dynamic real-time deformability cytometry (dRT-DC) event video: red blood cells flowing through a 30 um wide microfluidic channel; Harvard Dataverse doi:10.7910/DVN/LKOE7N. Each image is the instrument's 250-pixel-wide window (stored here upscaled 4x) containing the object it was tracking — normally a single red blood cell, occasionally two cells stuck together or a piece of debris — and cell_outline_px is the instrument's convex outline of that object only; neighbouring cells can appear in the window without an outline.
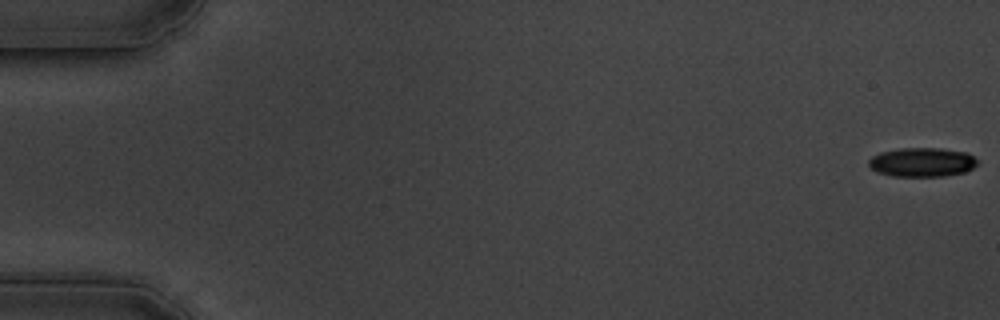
{"species": "common noctule bat (a hibernating species)", "species_latin": "Nyctalus noctula", "temperature_condition": "cold", "stored_images_in_passage": 60, "camera_frame_rate_fps": 3000, "um_per_image_px": 0.085, "animal": {"sex": "male", "body_mass_g": 19.5, "forearm_length_mm": 54.6}, "frame": {"image": 1, "passage_image": 1, "time_ms": 0.0, "image_size_px": [1000, 320], "cell_outline_px": [[976, 164], [972, 168], [964, 172], [944, 176], [892, 176], [876, 172], [868, 164], [868, 160], [872, 156], [880, 152], [900, 148], [940, 148], [968, 152], [976, 160]], "centroid_in_image_um": [78.34, 13.78], "position_along_channel_um": 6.7, "area_um2": 18.44}}
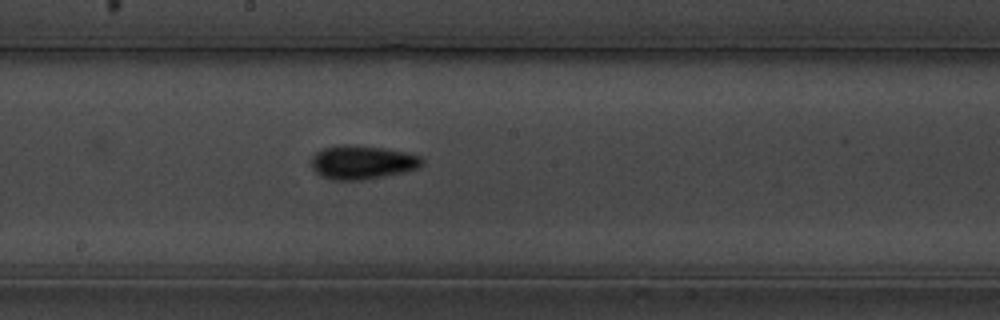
{"frame": {"image": 2, "passage_image": 33, "time_ms": 10.667, "image_size_px": [1000, 320], "cell_outline_px": [[424, 164], [420, 168], [404, 172], [364, 180], [332, 180], [320, 176], [312, 168], [312, 156], [316, 152], [324, 148], [384, 148], [408, 152], [420, 156], [424, 160]], "centroid_in_image_um": [30.86, 13.86], "position_along_channel_um": 217.3, "area_um2": 21.1}}
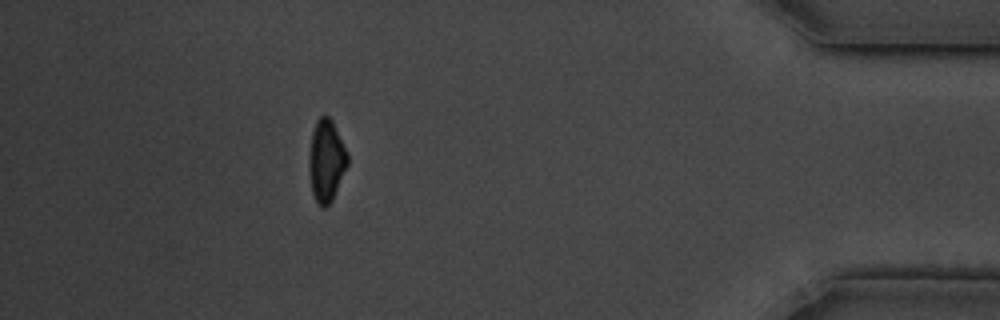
{"frame": {"image": 3, "passage_image": 54, "time_ms": 17.667, "image_size_px": [1000, 320], "cell_outline_px": [[348, 164], [332, 200], [324, 208], [320, 208], [316, 204], [312, 192], [308, 168], [308, 156], [312, 132], [316, 120], [320, 116], [328, 116], [332, 120], [348, 152]], "centroid_in_image_um": [27.72, 13.67], "position_along_channel_um": 407.5, "area_um2": 18.67}, "authors_computed_cell_mechanics": {"area_um2": 19.4786, "velocity_mm_per_s": 3.39, "shape_relaxation_time_tau1_ms": 3.4415, "shape_relaxation_time_tau2_ms": 3.0995, "deformation_change_tau1": 0.103, "deformation_change_tau2": 0.0828}}